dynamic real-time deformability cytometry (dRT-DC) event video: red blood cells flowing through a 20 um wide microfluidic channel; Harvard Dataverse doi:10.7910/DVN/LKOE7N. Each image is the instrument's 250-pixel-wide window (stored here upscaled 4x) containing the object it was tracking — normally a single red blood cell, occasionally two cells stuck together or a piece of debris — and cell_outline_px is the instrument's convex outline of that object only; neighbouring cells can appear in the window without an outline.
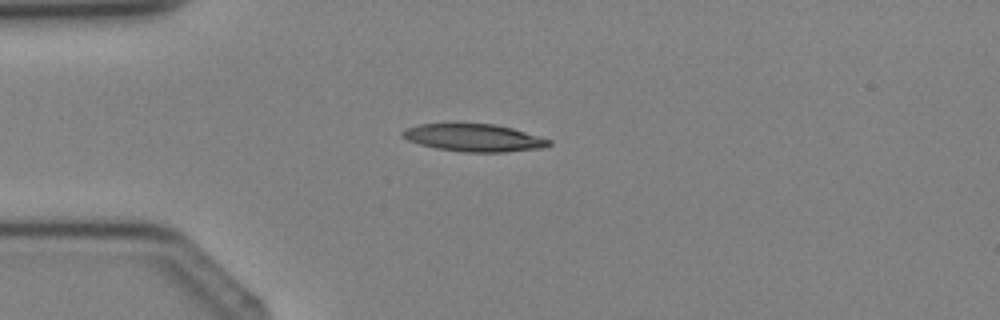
{"species": "Egyptian fruit bat (a non-hibernating species)", "species_latin": "Rousettus aegyptiacus", "temperature_condition": "cold", "stored_images_in_passage": 4, "camera_frame_rate_fps": 3000, "um_per_image_px": 0.085, "animal": {"sex": "female"}, "frame": {"image": 1, "passage_image": 3, "time_ms": 2.333, "image_size_px": [1000, 320], "cell_outline_px": [[552, 144], [544, 148], [504, 152], [464, 152], [436, 148], [420, 144], [408, 140], [400, 136], [400, 132], [408, 128], [420, 124], [452, 120], [456, 120], [496, 124], [512, 128], [552, 140]], "centroid_in_image_um": [40.24, 11.65], "position_along_channel_um": 44.8, "area_um2": 24.57}}